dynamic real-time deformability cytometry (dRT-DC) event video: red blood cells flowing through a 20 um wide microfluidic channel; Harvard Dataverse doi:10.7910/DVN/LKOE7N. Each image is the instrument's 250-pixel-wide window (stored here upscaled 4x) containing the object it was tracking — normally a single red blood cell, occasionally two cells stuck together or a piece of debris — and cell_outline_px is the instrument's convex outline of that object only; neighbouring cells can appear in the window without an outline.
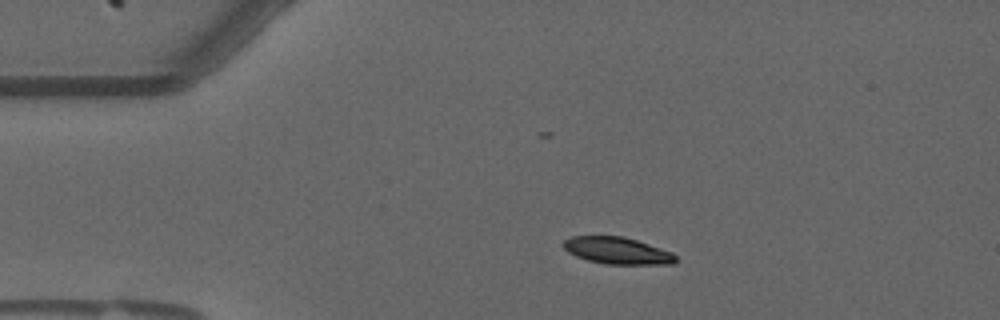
{"species": "common noctule bat (a hibernating species)", "species_latin": "Nyctalus noctula", "temperature_condition": "warm", "stored_images_in_passage": 50, "camera_frame_rate_fps": 3000, "um_per_image_px": 0.085, "animal": {"sex": "male", "forearm_length_mm": 52.5}, "frame": {"image": 1, "passage_image": 10, "time_ms": 3.0, "image_size_px": [1000, 320], "cell_outline_px": [[676, 260], [672, 264], [604, 264], [588, 260], [576, 256], [568, 252], [560, 244], [564, 240], [572, 236], [624, 236], [672, 252], [676, 256]], "centroid_in_image_um": [52.43, 21.3], "position_along_channel_um": 32.6, "area_um2": 17.57}}
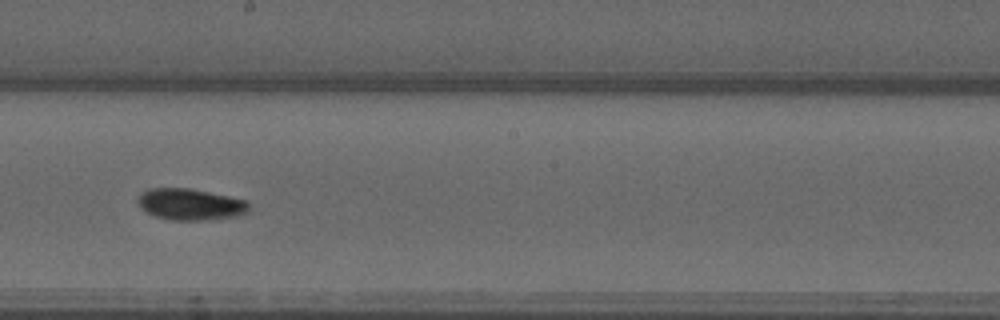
{"frame": {"image": 2, "passage_image": 30, "time_ms": 9.667, "image_size_px": [1000, 320], "cell_outline_px": [[248, 212], [236, 216], [212, 220], [172, 220], [156, 216], [144, 212], [140, 208], [140, 196], [144, 192], [152, 188], [188, 188], [248, 200]], "centroid_in_image_um": [16.22, 17.38], "position_along_channel_um": 232.0, "area_um2": 20.17}}
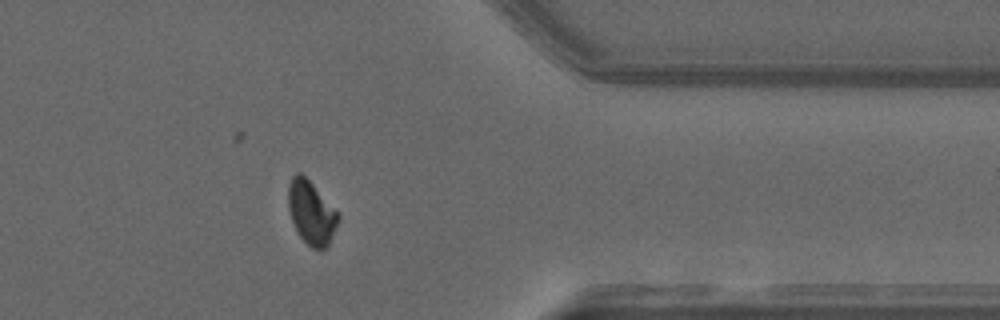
{"frame": {"image": 3, "passage_image": 44, "time_ms": 14.333, "image_size_px": [1000, 320], "cell_outline_px": [[340, 216], [328, 244], [324, 248], [312, 248], [300, 236], [292, 220], [288, 208], [288, 184], [292, 176], [296, 172], [300, 172], [340, 212]], "centroid_in_image_um": [26.45, 18.03], "position_along_channel_um": 384.9, "area_um2": 18.21}, "authors_computed_cell_mechanics": {"area_um2": 19.2474, "velocity_mm_per_s": 3.6325, "shape_relaxation_time_tau1_ms": 5.289, "shape_relaxation_time_tau2_ms": 1.7021, "deformation_change_tau1": 0.1751, "deformation_change_tau2": 0.0394}}